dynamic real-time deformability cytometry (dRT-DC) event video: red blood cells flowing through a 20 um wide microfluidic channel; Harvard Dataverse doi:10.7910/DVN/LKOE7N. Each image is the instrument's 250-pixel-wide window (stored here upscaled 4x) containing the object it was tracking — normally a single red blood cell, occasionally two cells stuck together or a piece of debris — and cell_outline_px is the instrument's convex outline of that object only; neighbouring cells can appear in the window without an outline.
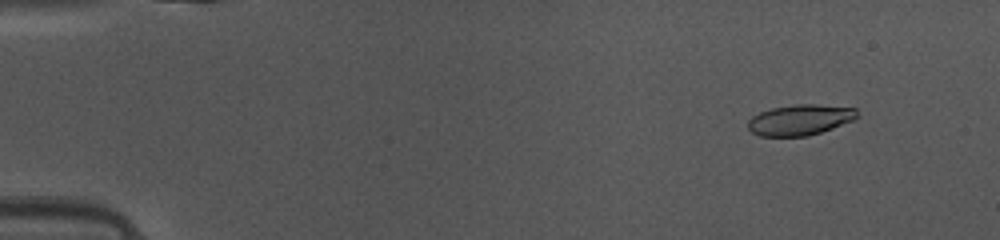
{"species": "common noctule bat (a hibernating species)", "species_latin": "Nyctalus noctula", "temperature_condition": "warm", "stored_images_in_passage": 11, "camera_frame_rate_fps": 3000, "um_per_image_px": 0.085, "animal": {"sex": "female", "body_mass_g": 10.0, "forearm_length_mm": 53.1}, "frame": {"image": 1, "passage_image": 2, "time_ms": 0.333, "image_size_px": [1000, 240], "cell_outline_px": [[860, 116], [852, 120], [832, 128], [808, 136], [760, 136], [752, 132], [748, 128], [748, 120], [752, 116], [760, 112], [772, 108], [796, 104], [820, 104], [856, 108]], "centroid_in_image_um": [68.01, 10.18], "position_along_channel_um": 17.0, "area_um2": 19.54}}